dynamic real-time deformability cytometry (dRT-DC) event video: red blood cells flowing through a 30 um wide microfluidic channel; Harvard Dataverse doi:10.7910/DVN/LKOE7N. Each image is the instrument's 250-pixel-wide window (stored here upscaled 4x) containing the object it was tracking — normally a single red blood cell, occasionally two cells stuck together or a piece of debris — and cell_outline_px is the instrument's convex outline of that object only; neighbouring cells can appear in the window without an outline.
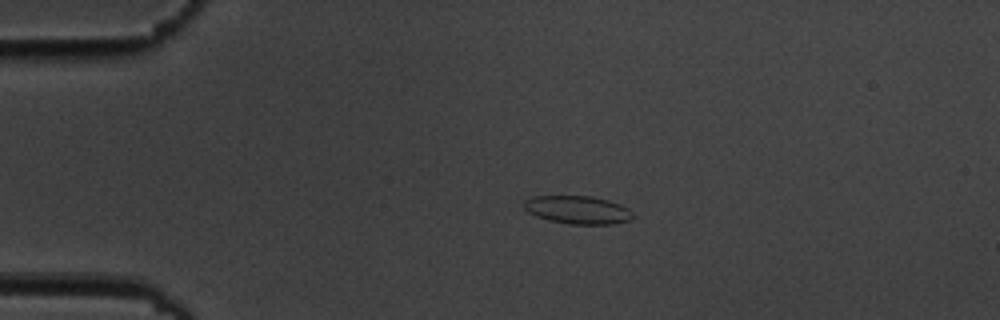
{"species": "common noctule bat (a hibernating species)", "species_latin": "Nyctalus noctula", "temperature_condition": "cold", "stored_images_in_passage": 9, "camera_frame_rate_fps": 3000, "um_per_image_px": 0.085, "animal": {"sex": "male", "body_mass_g": 19.5, "forearm_length_mm": 54.6}, "frame": {"image": 1, "passage_image": 3, "time_ms": 2.333, "image_size_px": [1000, 320], "cell_outline_px": [[632, 220], [612, 224], [568, 224], [548, 220], [536, 216], [528, 212], [524, 208], [524, 200], [532, 196], [592, 196], [608, 200], [620, 204], [628, 208], [632, 212]], "centroid_in_image_um": [49.1, 17.84], "position_along_channel_um": 35.9, "area_um2": 17.92}}
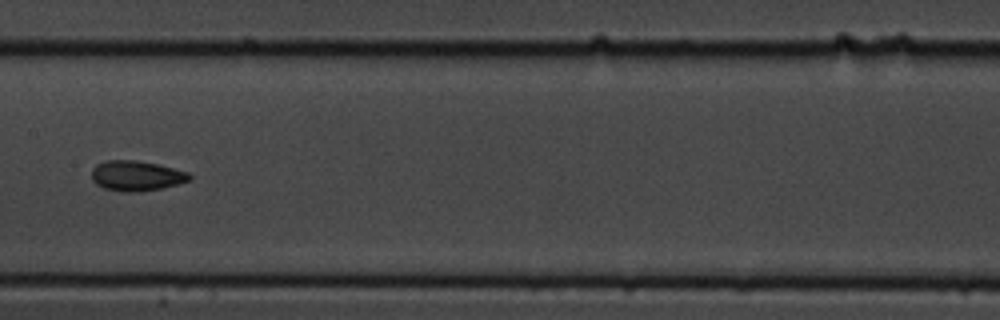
{"frame": {"image": 2, "passage_image": 8, "time_ms": 8.0, "image_size_px": [1000, 320], "cell_outline_px": [[192, 180], [160, 188], [136, 192], [120, 192], [104, 188], [96, 184], [92, 180], [92, 168], [96, 164], [104, 160], [136, 160], [156, 164], [188, 172], [192, 176]], "centroid_in_image_um": [11.56, 14.94], "position_along_channel_um": 195.8, "area_um2": 17.22}}
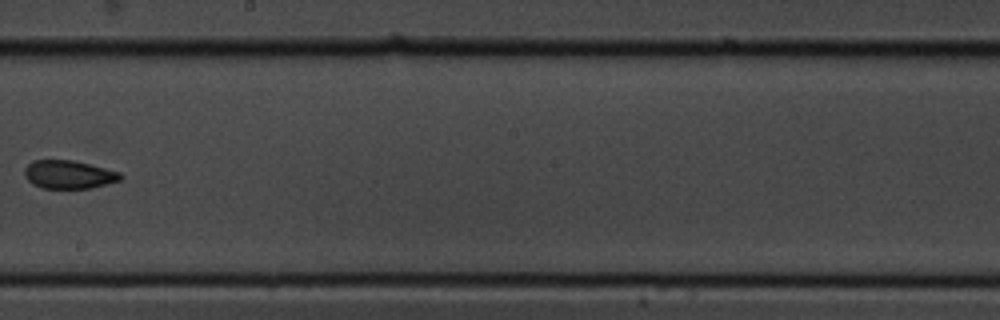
{"frame": {"image": 3, "passage_image": 9, "time_ms": 9.333, "image_size_px": [1000, 320], "cell_outline_px": [[124, 176], [120, 180], [92, 188], [40, 188], [32, 184], [24, 176], [24, 168], [32, 160], [72, 160], [120, 172]], "centroid_in_image_um": [5.82, 14.84], "position_along_channel_um": 242.4, "area_um2": 15.84}}